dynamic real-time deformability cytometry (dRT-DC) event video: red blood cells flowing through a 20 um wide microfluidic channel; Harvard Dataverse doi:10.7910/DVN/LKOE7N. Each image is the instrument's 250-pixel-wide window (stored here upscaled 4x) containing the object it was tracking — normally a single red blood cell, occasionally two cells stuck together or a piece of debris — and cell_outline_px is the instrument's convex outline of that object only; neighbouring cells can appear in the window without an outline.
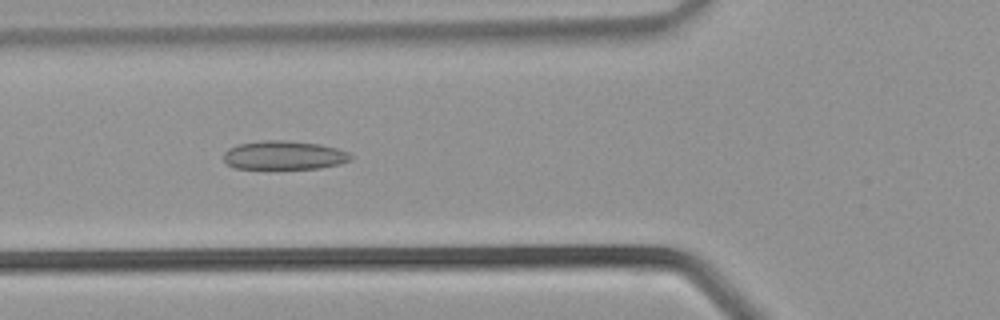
{"species": "common noctule bat (a hibernating species)", "species_latin": "Nyctalus noctula", "temperature_condition": "warm", "stored_images_in_passage": 25, "camera_frame_rate_fps": 3000, "um_per_image_px": 0.085, "animal": {"sex": "male", "body_mass_g": 21.5, "forearm_length_mm": 52.0}, "frame": {"image": 1, "passage_image": 3, "time_ms": 0.667, "image_size_px": [1000, 320], "cell_outline_px": [[352, 160], [340, 164], [320, 168], [236, 168], [228, 164], [224, 160], [224, 152], [228, 148], [236, 144], [264, 140], [284, 140], [320, 144], [336, 148], [348, 152], [352, 156]], "centroid_in_image_um": [24.15, 13.18], "position_along_channel_um": 101.6, "area_um2": 21.27}}
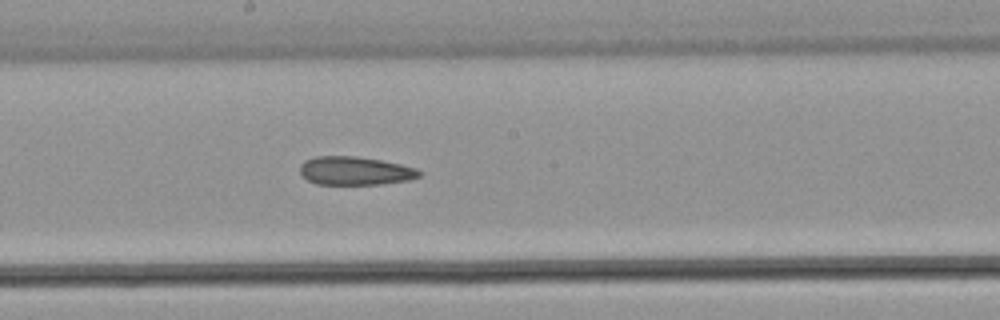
{"frame": {"image": 2, "passage_image": 9, "time_ms": 2.667, "image_size_px": [1000, 320], "cell_outline_px": [[424, 172], [420, 176], [408, 180], [380, 184], [316, 184], [308, 180], [300, 172], [300, 164], [304, 160], [316, 156], [356, 156], [380, 160], [400, 164], [416, 168]], "centroid_in_image_um": [30.18, 14.51], "position_along_channel_um": 218.0, "area_um2": 19.77}}
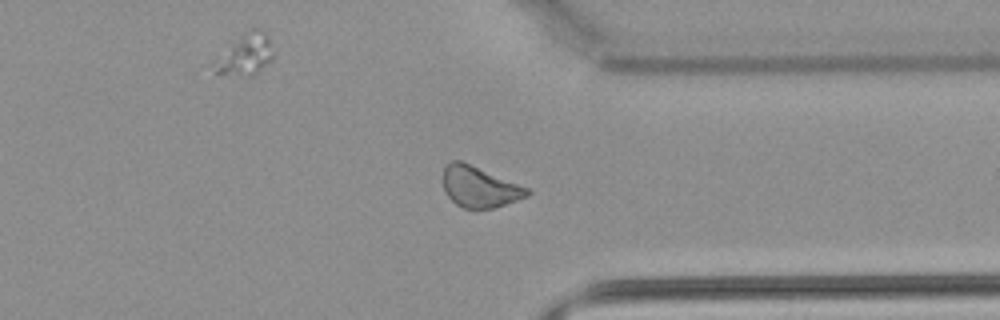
{"frame": {"image": 3, "passage_image": 17, "time_ms": 5.333, "image_size_px": [1000, 320], "cell_outline_px": [[532, 192], [528, 196], [496, 208], [464, 208], [456, 204], [448, 196], [444, 188], [444, 168], [452, 160], [460, 160], [528, 188]], "centroid_in_image_um": [40.77, 15.9], "position_along_channel_um": 370.6, "area_um2": 19.71}}